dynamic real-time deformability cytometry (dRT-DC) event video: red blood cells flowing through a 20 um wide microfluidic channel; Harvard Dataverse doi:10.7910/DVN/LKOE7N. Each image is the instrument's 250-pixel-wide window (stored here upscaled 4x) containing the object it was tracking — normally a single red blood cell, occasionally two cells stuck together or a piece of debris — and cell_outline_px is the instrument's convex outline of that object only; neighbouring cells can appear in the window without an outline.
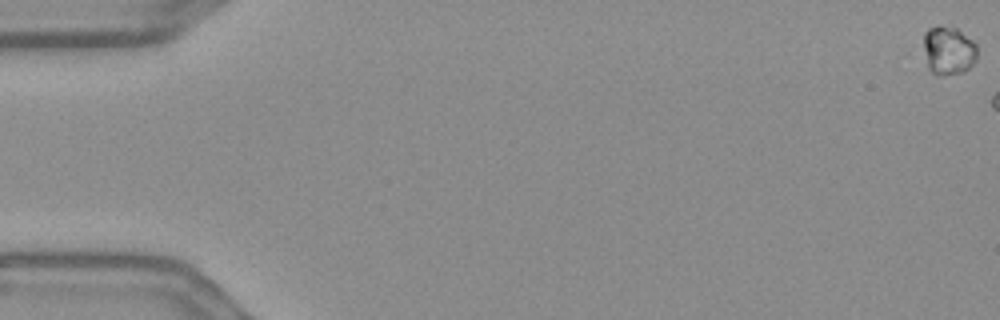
{"species": "Egyptian fruit bat (a non-hibernating species)", "species_latin": "Rousettus aegyptiacus", "temperature_condition": "warm", "stored_images_in_passage": 7, "camera_frame_rate_fps": 3000, "um_per_image_px": 0.085, "frame": {"image": 1, "passage_image": 1, "time_ms": 0.0, "image_size_px": [1000, 320], "cell_outline_px": [[976, 60], [964, 72], [944, 76], [940, 76], [932, 72], [928, 68], [924, 48], [924, 32], [928, 28], [940, 24], [956, 28], [972, 40], [976, 44]], "centroid_in_image_um": [80.61, 4.29], "position_along_channel_um": 4.4, "area_um2": 15.32}}